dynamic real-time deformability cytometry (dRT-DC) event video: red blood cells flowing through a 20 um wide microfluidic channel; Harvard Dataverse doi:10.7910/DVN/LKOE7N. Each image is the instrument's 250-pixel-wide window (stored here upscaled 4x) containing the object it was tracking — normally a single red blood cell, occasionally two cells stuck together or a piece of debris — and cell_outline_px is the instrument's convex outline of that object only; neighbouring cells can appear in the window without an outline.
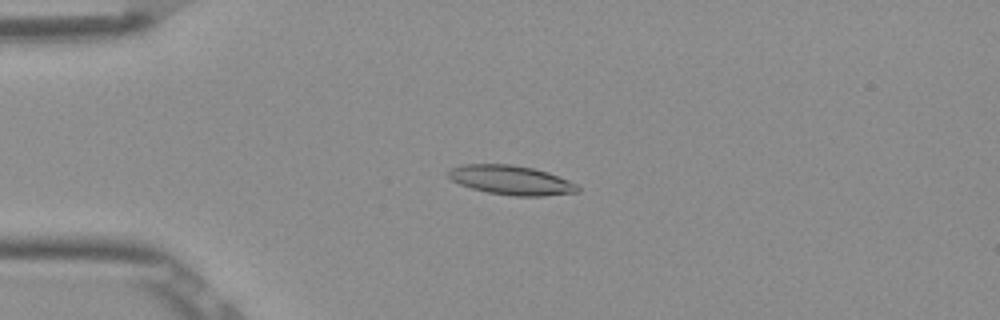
{"species": "Egyptian fruit bat (a non-hibernating species)", "species_latin": "Rousettus aegyptiacus", "temperature_condition": "room temperature", "stored_images_in_passage": 51, "camera_frame_rate_fps": 3000, "um_per_image_px": 0.085, "frame": {"image": 1, "passage_image": 12, "time_ms": 3.667, "image_size_px": [1000, 320], "cell_outline_px": [[580, 192], [544, 196], [512, 196], [488, 192], [472, 188], [460, 184], [452, 180], [448, 176], [448, 172], [452, 168], [464, 164], [512, 164], [532, 168], [548, 172], [568, 180], [576, 184], [580, 188]], "centroid_in_image_um": [43.48, 15.31], "position_along_channel_um": 41.5, "area_um2": 22.02}}
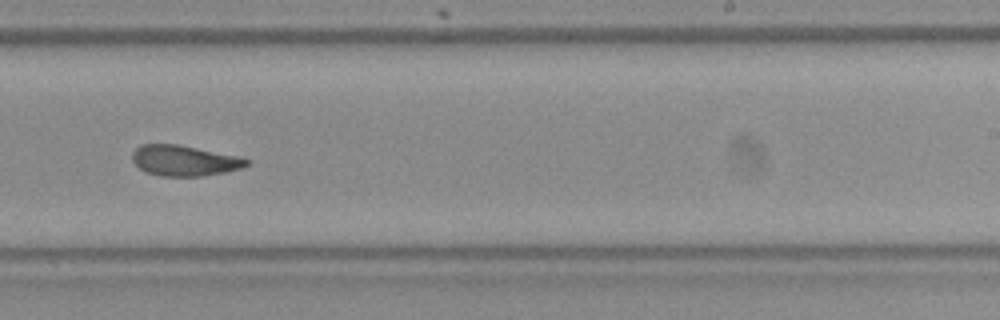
{"frame": {"image": 2, "passage_image": 32, "time_ms": 10.333, "image_size_px": [1000, 320], "cell_outline_px": [[248, 164], [240, 168], [224, 172], [204, 176], [160, 176], [148, 172], [140, 168], [132, 160], [132, 152], [140, 144], [176, 144], [244, 156], [248, 160]], "centroid_in_image_um": [15.69, 13.64], "position_along_channel_um": 273.3, "area_um2": 20.46}}
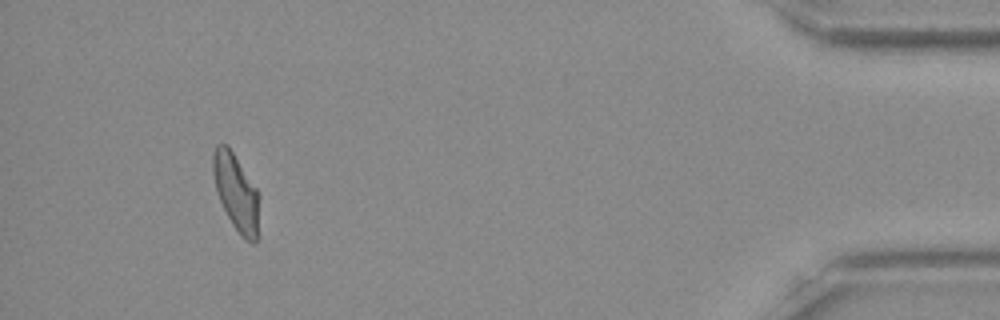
{"frame": {"image": 3, "passage_image": 48, "time_ms": 15.667, "image_size_px": [1000, 320], "cell_outline_px": [[260, 196], [256, 244], [252, 244], [244, 240], [240, 236], [232, 224], [216, 192], [212, 172], [212, 152], [216, 144], [228, 144], [256, 188]], "centroid_in_image_um": [20.07, 16.35], "position_along_channel_um": 415.1, "area_um2": 20.98}, "authors_computed_cell_mechanics": {"area_um2": 21.097, "velocity_mm_per_s": 3.8787, "shape_relaxation_time_tau1_ms": null, "shape_relaxation_time_tau2_ms": 4.0285, "deformation_change_tau1": null, "deformation_change_tau2": 0.1151}}